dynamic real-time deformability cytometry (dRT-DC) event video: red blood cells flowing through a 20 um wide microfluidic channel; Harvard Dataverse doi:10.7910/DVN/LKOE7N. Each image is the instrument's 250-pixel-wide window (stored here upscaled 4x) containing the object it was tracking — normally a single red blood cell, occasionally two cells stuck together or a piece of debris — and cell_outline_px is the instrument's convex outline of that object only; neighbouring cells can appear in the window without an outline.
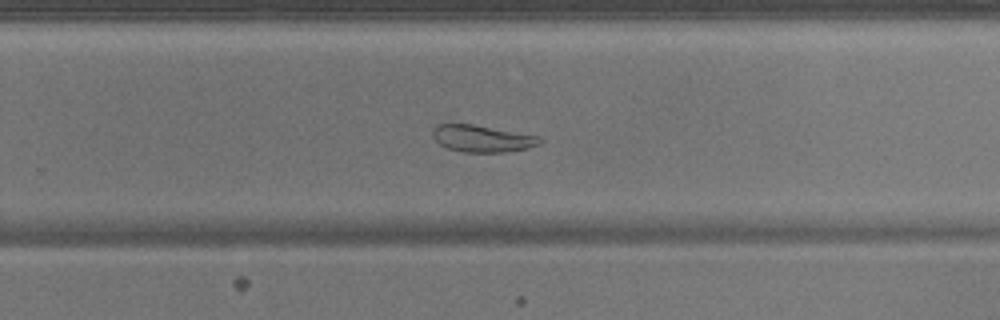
{"species": "common noctule bat (a hibernating species)", "species_latin": "Nyctalus noctula", "temperature_condition": "warm", "stored_images_in_passage": 52, "camera_frame_rate_fps": 3000, "um_per_image_px": 0.085, "animal": {"sex": "male", "body_mass_g": 17.9}, "frame": {"image": 1, "passage_image": 33, "time_ms": 10.667, "image_size_px": [1000, 320], "cell_outline_px": [[544, 140], [540, 144], [528, 148], [508, 152], [464, 152], [448, 148], [440, 144], [432, 136], [432, 128], [436, 124], [472, 124], [540, 136]], "centroid_in_image_um": [41.0, 11.78], "position_along_channel_um": 288.8, "area_um2": 16.88}}
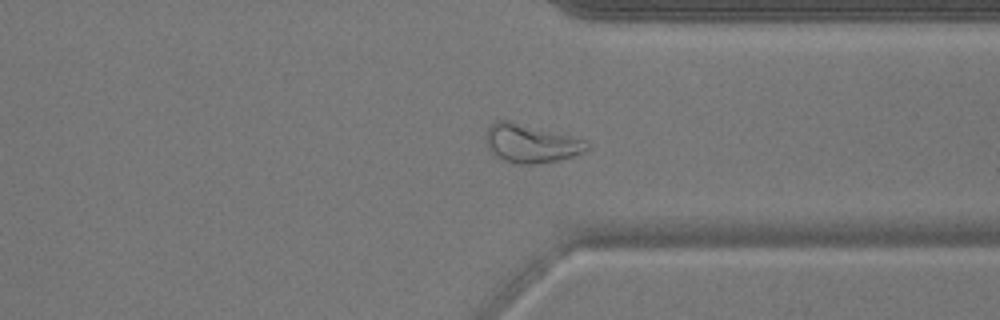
{"frame": {"image": 2, "passage_image": 39, "time_ms": 12.667, "image_size_px": [1000, 320], "cell_outline_px": [[588, 148], [584, 152], [560, 160], [536, 164], [516, 164], [504, 160], [496, 156], [488, 148], [484, 136], [488, 128], [492, 124], [500, 120], [508, 120], [588, 140]], "centroid_in_image_um": [45.13, 12.2], "position_along_channel_um": 366.3, "area_um2": 22.66}}
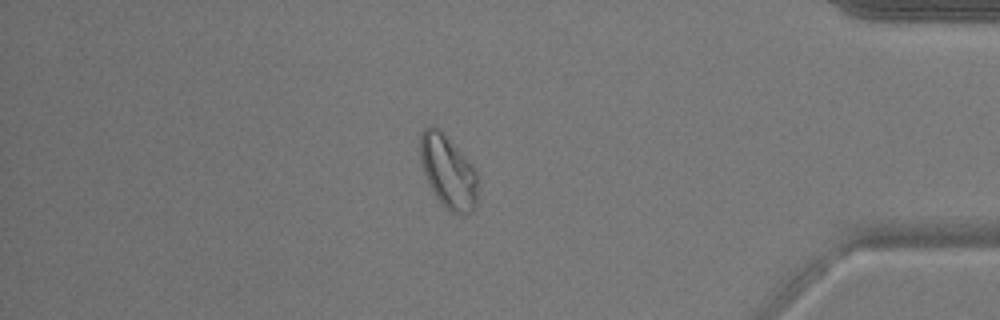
{"frame": {"image": 3, "passage_image": 44, "time_ms": 14.333, "image_size_px": [1000, 320], "cell_outline_px": [[476, 208], [468, 216], [448, 212], [436, 196], [428, 184], [420, 160], [420, 132], [424, 128], [432, 124], [440, 128], [472, 164], [476, 172]], "centroid_in_image_um": [38.07, 14.59], "position_along_channel_um": 397.1, "area_um2": 24.85}, "authors_computed_cell_mechanics": {"area_um2": 23.7558, "velocity_mm_per_s": 3.8738, "shape_relaxation_time_tau1_ms": null, "shape_relaxation_time_tau2_ms": 10.9549, "deformation_change_tau1": null, "deformation_change_tau2": 0.1517}}